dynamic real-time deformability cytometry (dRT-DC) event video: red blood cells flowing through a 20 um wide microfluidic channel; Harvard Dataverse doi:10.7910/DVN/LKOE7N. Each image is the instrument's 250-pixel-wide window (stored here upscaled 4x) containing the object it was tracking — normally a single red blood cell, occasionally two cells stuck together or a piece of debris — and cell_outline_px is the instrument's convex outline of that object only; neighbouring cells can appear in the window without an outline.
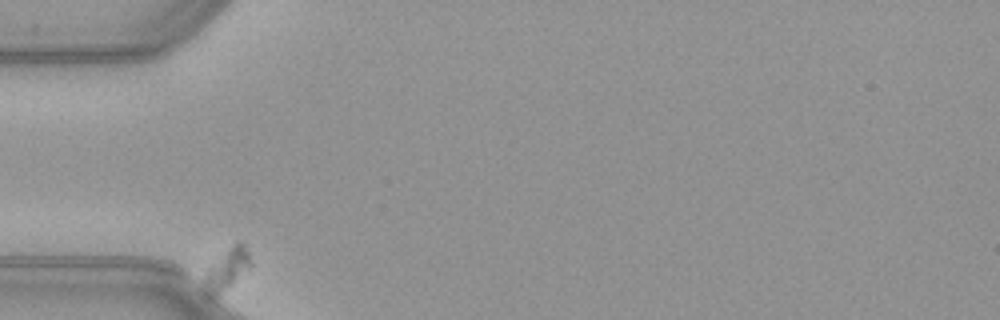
{"species": "common noctule bat (a hibernating species)", "species_latin": "Nyctalus noctula", "temperature_condition": "warm", "stored_images_in_passage": 46, "camera_frame_rate_fps": 3000, "um_per_image_px": 0.085, "animal": {"sex": "female", "body_mass_g": 21.9}, "frame": {"image": 1, "passage_image": 1, "time_ms": 0.0, "image_size_px": [1000, 320], "cell_outline_px": [[252, 264], [232, 284], [212, 300], [204, 300], [200, 292], [204, 272], [236, 240], [240, 240], [244, 244], [248, 252]], "centroid_in_image_um": [19.15, 23.0], "position_along_channel_um": 65.8, "area_um2": 11.79}}
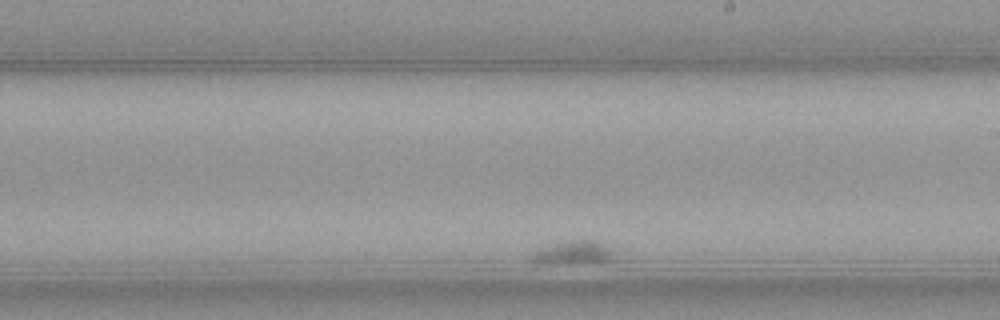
{"frame": {"image": 2, "passage_image": 29, "time_ms": 9.333, "image_size_px": [1000, 320], "cell_outline_px": [[608, 260], [604, 264], [532, 264], [532, 256], [536, 252], [556, 244], [568, 240], [596, 240], [608, 252]], "centroid_in_image_um": [48.65, 21.55], "position_along_channel_um": 240.3, "area_um2": 10.87}}
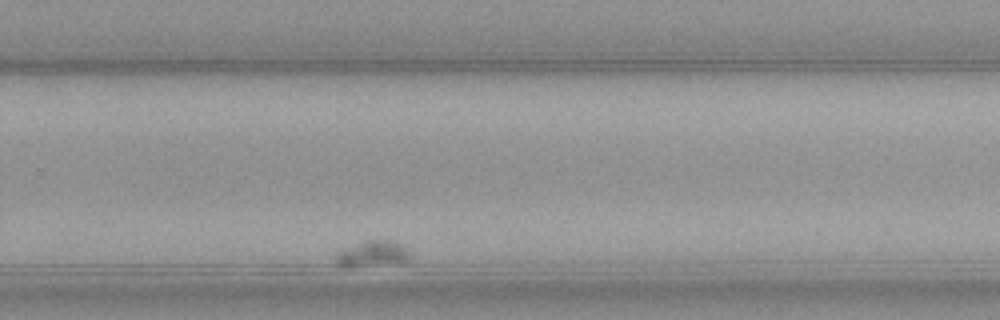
{"frame": {"image": 3, "passage_image": 37, "time_ms": 12.0, "image_size_px": [1000, 320], "cell_outline_px": [[408, 260], [404, 264], [352, 268], [348, 268], [340, 264], [336, 260], [336, 252], [344, 248], [364, 240], [396, 240], [404, 248], [408, 256]], "centroid_in_image_um": [31.65, 21.61], "position_along_channel_um": 298.1, "area_um2": 11.62}}